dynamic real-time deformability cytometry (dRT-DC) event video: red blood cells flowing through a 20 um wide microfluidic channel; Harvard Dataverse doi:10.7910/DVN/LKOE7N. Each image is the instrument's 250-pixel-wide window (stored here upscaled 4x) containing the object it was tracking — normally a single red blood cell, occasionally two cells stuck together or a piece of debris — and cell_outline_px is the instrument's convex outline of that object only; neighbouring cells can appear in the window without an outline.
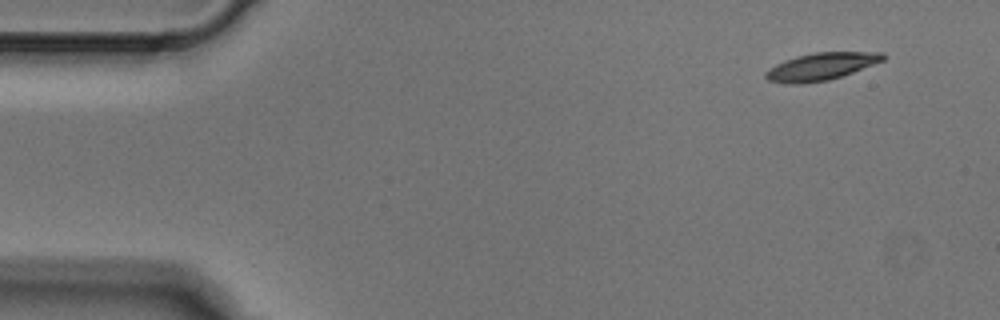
{"species": "Egyptian fruit bat (a non-hibernating species)", "species_latin": "Rousettus aegyptiacus", "temperature_condition": "cold", "stored_images_in_passage": 4, "camera_frame_rate_fps": 3000, "um_per_image_px": 0.085, "animal": {"sex": "male"}, "frame": {"image": 1, "passage_image": 1, "time_ms": 0.0, "image_size_px": [1000, 320], "cell_outline_px": [[888, 56], [884, 60], [852, 72], [828, 80], [800, 84], [784, 84], [768, 80], [764, 76], [764, 72], [776, 64], [784, 60], [796, 56], [816, 52], [884, 52]], "centroid_in_image_um": [69.77, 5.65], "position_along_channel_um": 15.2, "area_um2": 18.73}}
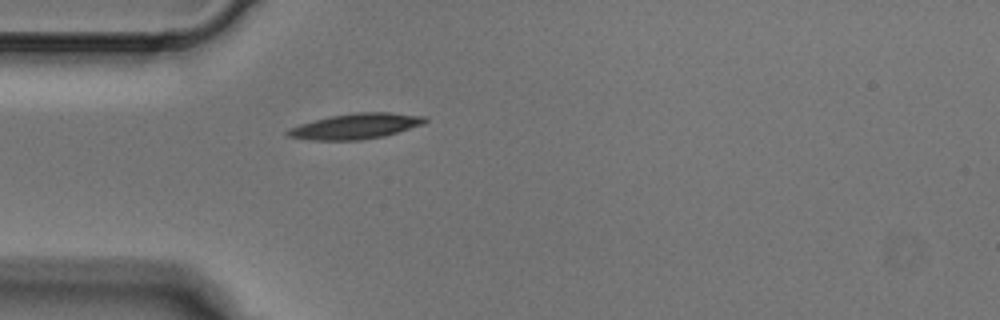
{"frame": {"image": 2, "passage_image": 4, "time_ms": 1.0, "image_size_px": [1000, 320], "cell_outline_px": [[428, 120], [424, 124], [384, 136], [360, 140], [312, 140], [288, 136], [284, 132], [288, 128], [300, 124], [332, 116], [356, 112], [388, 112], [424, 116]], "centroid_in_image_um": [30.24, 10.73], "position_along_channel_um": 54.8, "area_um2": 20.23}}